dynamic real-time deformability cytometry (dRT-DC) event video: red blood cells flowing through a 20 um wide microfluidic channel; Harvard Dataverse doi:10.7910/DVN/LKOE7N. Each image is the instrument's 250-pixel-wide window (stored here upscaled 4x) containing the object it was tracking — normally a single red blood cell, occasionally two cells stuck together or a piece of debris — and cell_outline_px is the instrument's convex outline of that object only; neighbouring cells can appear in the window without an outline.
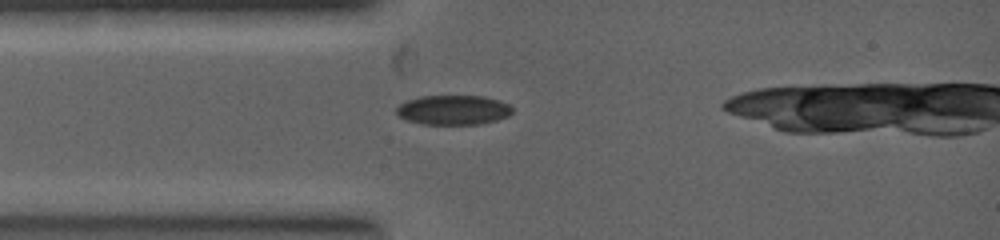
{"species": "common noctule bat (a hibernating species)", "species_latin": "Nyctalus noctula", "temperature_condition": "warm", "stored_images_in_passage": 3, "camera_frame_rate_fps": 5000, "um_per_image_px": 0.085, "animal": {"sex": "female", "body_mass_g": 19.0, "forearm_length_mm": 53.3}, "frame": {"image": 1, "passage_image": 1, "time_ms": 0.0, "image_size_px": [1000, 240], "cell_outline_px": [[512, 112], [508, 116], [496, 120], [480, 124], [420, 124], [408, 120], [400, 116], [396, 112], [396, 108], [400, 104], [408, 100], [420, 96], [484, 96], [500, 100], [508, 104], [512, 108]], "centroid_in_image_um": [38.54, 9.34], "position_along_channel_um": 46.5, "area_um2": 19.94}}